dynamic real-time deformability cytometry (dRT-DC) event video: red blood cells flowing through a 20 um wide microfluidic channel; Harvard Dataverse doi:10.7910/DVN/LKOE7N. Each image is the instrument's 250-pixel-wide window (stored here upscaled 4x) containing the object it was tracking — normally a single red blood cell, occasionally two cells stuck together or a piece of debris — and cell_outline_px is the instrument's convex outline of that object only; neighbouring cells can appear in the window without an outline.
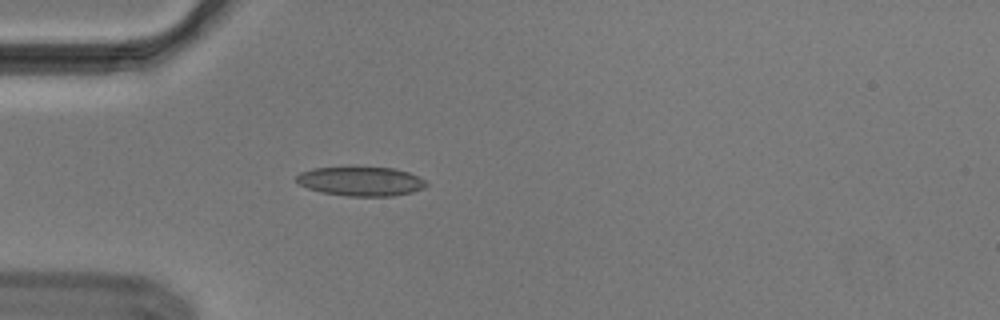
{"species": "Egyptian fruit bat (a non-hibernating species)", "species_latin": "Rousettus aegyptiacus", "temperature_condition": "cold", "stored_images_in_passage": 44, "camera_frame_rate_fps": 3000, "um_per_image_px": 0.085, "animal": {"sex": "male"}, "frame": {"image": 1, "passage_image": 6, "time_ms": 1.667, "image_size_px": [1000, 320], "cell_outline_px": [[428, 184], [424, 188], [412, 192], [392, 196], [348, 196], [320, 192], [308, 188], [300, 184], [296, 180], [296, 176], [300, 172], [312, 168], [352, 164], [392, 168], [408, 172], [424, 180]], "centroid_in_image_um": [30.62, 15.36], "position_along_channel_um": 54.4, "area_um2": 22.95}}
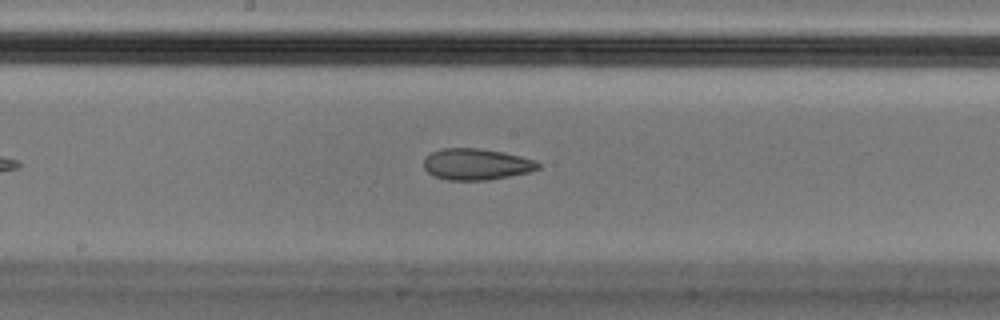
{"frame": {"image": 2, "passage_image": 19, "time_ms": 6.0, "image_size_px": [1000, 320], "cell_outline_px": [[540, 168], [528, 172], [488, 180], [448, 180], [436, 176], [428, 172], [424, 168], [424, 160], [432, 152], [444, 148], [476, 148], [504, 152], [536, 160], [540, 164]], "centroid_in_image_um": [40.51, 13.96], "position_along_channel_um": 207.7, "area_um2": 20.69}}
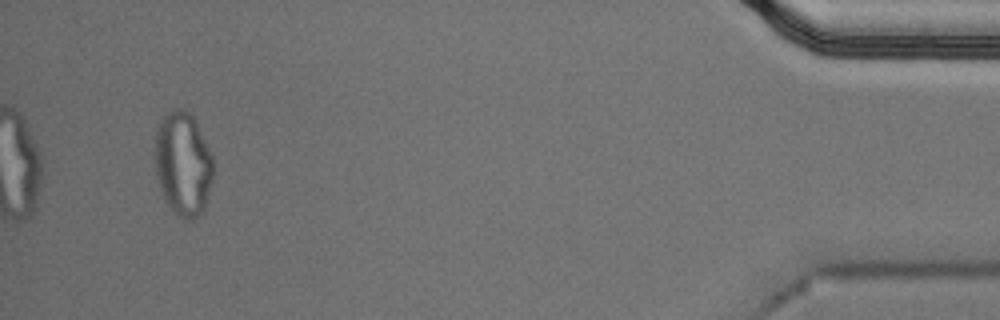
{"frame": {"image": 3, "passage_image": 42, "time_ms": 13.667, "image_size_px": [1000, 320], "cell_outline_px": [[212, 180], [204, 212], [192, 220], [184, 220], [176, 216], [164, 200], [160, 188], [156, 172], [156, 128], [160, 116], [172, 108], [184, 108], [192, 112], [196, 120], [212, 156]], "centroid_in_image_um": [15.55, 13.9], "position_along_channel_um": 419.6, "area_um2": 35.95}, "authors_computed_cell_mechanics": {"area_um2": 21.964, "velocity_mm_per_s": 3.687, "shape_relaxation_time_tau1_ms": null, "shape_relaxation_time_tau2_ms": 3.2555, "deformation_change_tau1": null, "deformation_change_tau2": 0.0953}}